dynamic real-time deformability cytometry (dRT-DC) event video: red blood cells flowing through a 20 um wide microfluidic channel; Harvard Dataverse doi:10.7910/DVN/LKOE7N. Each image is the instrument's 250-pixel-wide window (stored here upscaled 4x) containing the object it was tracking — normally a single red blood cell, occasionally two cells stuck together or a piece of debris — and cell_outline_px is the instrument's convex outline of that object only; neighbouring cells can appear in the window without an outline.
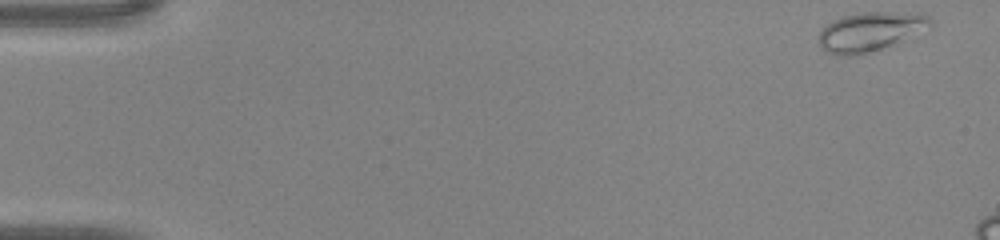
{"species": "common noctule bat (a hibernating species)", "species_latin": "Nyctalus noctula", "temperature_condition": "warm", "stored_images_in_passage": 10, "camera_frame_rate_fps": 3000, "um_per_image_px": 0.085, "animal": {"sex": "male", "body_mass_g": 20.0, "forearm_length_mm": 53.3}, "frame": {"image": 1, "passage_image": 1, "time_ms": 0.0, "image_size_px": [1000, 240], "cell_outline_px": [[932, 24], [892, 44], [856, 56], [836, 56], [828, 52], [816, 40], [820, 32], [828, 24], [840, 16], [864, 12], [924, 12], [932, 16]], "centroid_in_image_um": [73.94, 2.66], "position_along_channel_um": 11.1, "area_um2": 25.2}}